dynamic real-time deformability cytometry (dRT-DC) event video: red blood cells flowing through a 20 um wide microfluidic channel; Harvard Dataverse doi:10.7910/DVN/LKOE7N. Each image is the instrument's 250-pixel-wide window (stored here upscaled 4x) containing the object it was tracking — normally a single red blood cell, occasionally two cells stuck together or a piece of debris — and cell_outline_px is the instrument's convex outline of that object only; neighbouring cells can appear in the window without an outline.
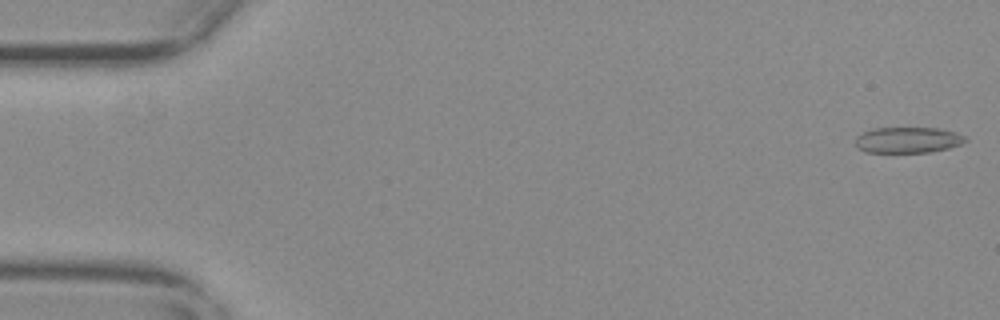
{"species": "common noctule bat (a hibernating species)", "species_latin": "Nyctalus noctula", "temperature_condition": "warm", "stored_images_in_passage": 14, "camera_frame_rate_fps": 3000, "um_per_image_px": 0.085, "animal": {"sex": "female", "body_mass_g": 29.2, "forearm_length_mm": 56.3}, "frame": {"image": 1, "passage_image": 1, "time_ms": 0.0, "image_size_px": [1000, 320], "cell_outline_px": [[968, 140], [960, 144], [948, 148], [932, 152], [864, 152], [856, 144], [856, 136], [872, 128], [940, 128], [956, 132], [964, 136]], "centroid_in_image_um": [77.19, 11.89], "position_along_channel_um": 7.8, "area_um2": 16.53}}